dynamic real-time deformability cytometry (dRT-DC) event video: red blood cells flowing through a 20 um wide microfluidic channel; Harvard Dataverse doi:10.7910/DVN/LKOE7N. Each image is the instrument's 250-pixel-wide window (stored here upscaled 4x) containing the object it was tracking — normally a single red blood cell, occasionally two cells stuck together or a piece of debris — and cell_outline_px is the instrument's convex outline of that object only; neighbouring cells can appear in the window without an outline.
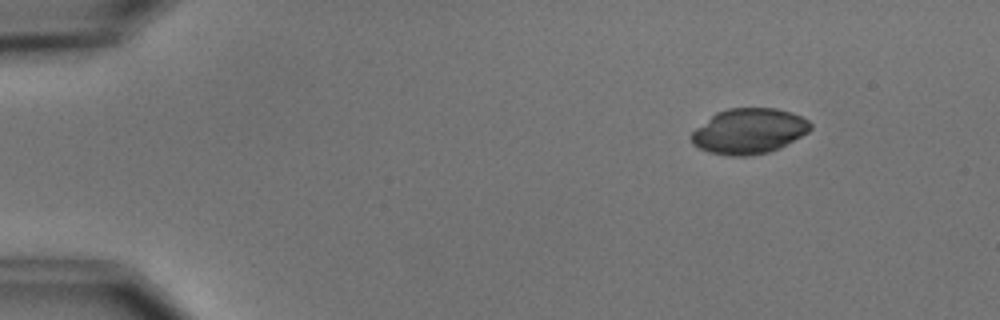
{"species": "common noctule bat (a hibernating species)", "species_latin": "Nyctalus noctula", "temperature_condition": "cold", "stored_images_in_passage": 49, "camera_frame_rate_fps": 3000, "um_per_image_px": 0.085, "animal": {"sex": "male", "body_mass_g": 15.6}, "frame": {"image": 1, "passage_image": 1, "time_ms": 0.0, "image_size_px": [1000, 320], "cell_outline_px": [[812, 128], [808, 132], [780, 148], [768, 152], [748, 156], [728, 156], [708, 152], [692, 144], [688, 136], [696, 128], [716, 112], [728, 108], [776, 108], [792, 112], [808, 120], [812, 124]], "centroid_in_image_um": [63.64, 11.15], "position_along_channel_um": 21.4, "area_um2": 31.67}}
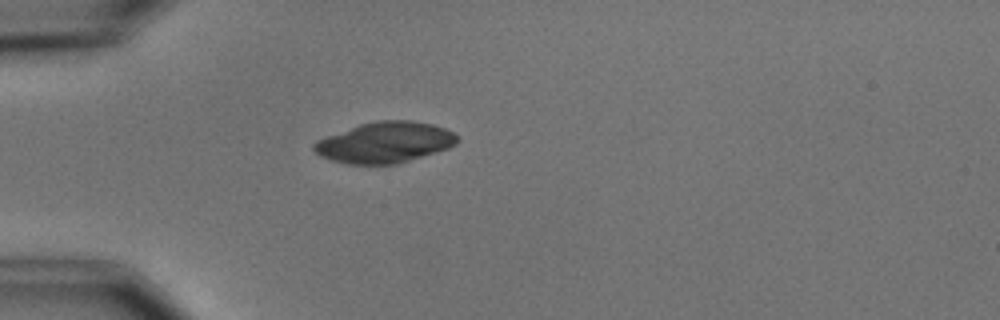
{"frame": {"image": 2, "passage_image": 10, "time_ms": 3.0, "image_size_px": [1000, 320], "cell_outline_px": [[460, 140], [456, 144], [448, 148], [396, 164], [348, 164], [332, 160], [320, 156], [312, 148], [312, 144], [316, 140], [360, 124], [376, 120], [412, 120], [432, 124], [444, 128], [452, 132]], "centroid_in_image_um": [32.7, 12.1], "position_along_channel_um": 52.3, "area_um2": 33.93}}
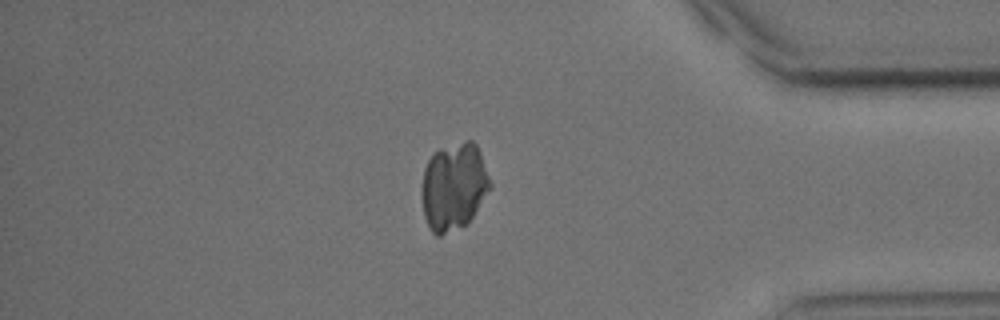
{"frame": {"image": 3, "passage_image": 41, "time_ms": 13.333, "image_size_px": [1000, 320], "cell_outline_px": [[492, 188], [468, 224], [440, 236], [436, 236], [432, 232], [424, 216], [424, 168], [432, 152], [440, 148], [464, 140], [472, 140], [476, 144], [480, 152], [492, 184]], "centroid_in_image_um": [38.62, 15.84], "position_along_channel_um": 396.6, "area_um2": 34.85}}